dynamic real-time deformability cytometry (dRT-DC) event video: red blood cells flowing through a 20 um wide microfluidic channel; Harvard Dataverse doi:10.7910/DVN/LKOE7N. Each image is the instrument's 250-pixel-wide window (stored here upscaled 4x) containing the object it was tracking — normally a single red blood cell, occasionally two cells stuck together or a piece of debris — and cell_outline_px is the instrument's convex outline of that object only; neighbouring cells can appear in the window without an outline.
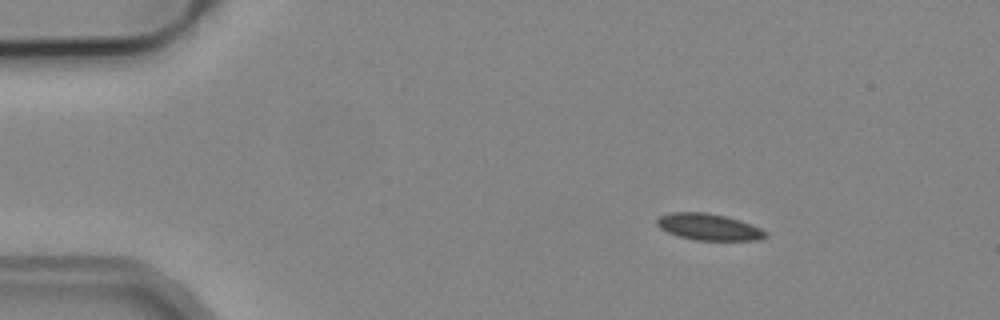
{"species": "common noctule bat (a hibernating species)", "species_latin": "Nyctalus noctula", "temperature_condition": "cold", "stored_images_in_passage": 5, "camera_frame_rate_fps": 3000, "um_per_image_px": 0.085, "animal": {"sex": "male", "body_mass_g": 19.2, "forearm_length_mm": 51.8}, "frame": {"image": 1, "passage_image": 2, "time_ms": 0.333, "image_size_px": [1000, 320], "cell_outline_px": [[768, 236], [760, 240], [696, 240], [680, 236], [668, 232], [660, 228], [656, 224], [656, 220], [660, 216], [668, 212], [704, 212], [724, 216], [740, 220], [760, 228], [768, 232]], "centroid_in_image_um": [60.25, 19.29], "position_along_channel_um": 24.7, "area_um2": 16.76}}
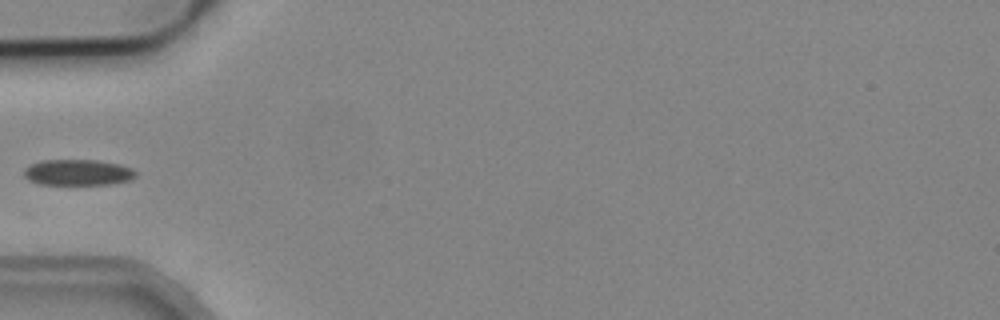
{"frame": {"image": 2, "passage_image": 5, "time_ms": 1.333, "image_size_px": [1000, 320], "cell_outline_px": [[136, 176], [132, 180], [108, 184], [36, 184], [28, 180], [24, 176], [24, 168], [40, 160], [96, 160], [120, 164], [132, 168], [136, 172]], "centroid_in_image_um": [6.61, 14.65], "position_along_channel_um": 78.4, "area_um2": 16.99}}